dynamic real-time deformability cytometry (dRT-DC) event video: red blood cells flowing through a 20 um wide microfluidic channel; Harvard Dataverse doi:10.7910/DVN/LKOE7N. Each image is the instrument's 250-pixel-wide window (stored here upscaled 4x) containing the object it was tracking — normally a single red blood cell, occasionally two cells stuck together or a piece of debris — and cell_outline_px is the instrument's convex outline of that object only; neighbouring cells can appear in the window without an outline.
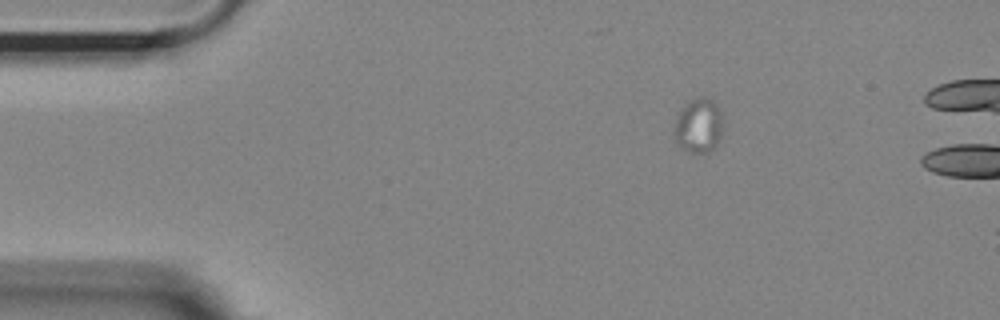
{"species": "Egyptian fruit bat (a non-hibernating species)", "species_latin": "Rousettus aegyptiacus", "temperature_condition": "room temperature", "stored_images_in_passage": 3, "segment_of_instrument_passage": [1, 2], "camera_frame_rate_fps": 3000, "um_per_image_px": 0.085, "animal": {"sex": "female"}, "frame": {"image": 1, "passage_image": 1, "time_ms": 0.0, "image_size_px": [1000, 320], "cell_outline_px": [[720, 136], [716, 148], [708, 152], [688, 152], [680, 148], [672, 132], [676, 116], [692, 100], [700, 96], [704, 96], [716, 100], [720, 108]], "centroid_in_image_um": [59.36, 10.68], "position_along_channel_um": 25.6, "area_um2": 15.49}}